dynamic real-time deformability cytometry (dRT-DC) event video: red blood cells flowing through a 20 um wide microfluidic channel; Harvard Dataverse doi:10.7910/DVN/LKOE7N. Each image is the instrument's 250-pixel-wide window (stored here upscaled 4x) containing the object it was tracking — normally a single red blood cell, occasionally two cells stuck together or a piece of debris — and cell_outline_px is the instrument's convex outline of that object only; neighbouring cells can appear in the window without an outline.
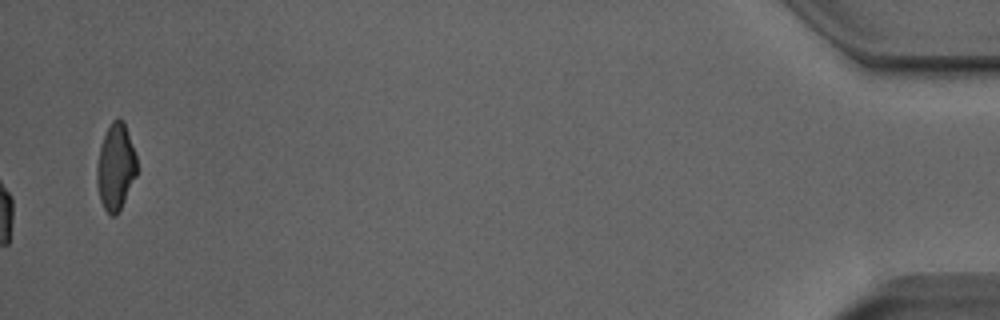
{"species": "Egyptian fruit bat (a non-hibernating species)", "species_latin": "Rousettus aegyptiacus", "temperature_condition": "room temperature", "stored_images_in_passage": 51, "camera_frame_rate_fps": 3000, "um_per_image_px": 0.085, "animal": {"sex": "male"}, "frame": {"image": 1, "passage_image": 51, "time_ms": 16.667, "image_size_px": [1000, 320], "cell_outline_px": [[136, 176], [116, 216], [112, 216], [104, 208], [100, 200], [96, 184], [96, 168], [100, 148], [104, 136], [112, 120], [120, 116], [124, 120], [136, 156]], "centroid_in_image_um": [9.82, 14.16], "position_along_channel_um": 425.4, "area_um2": 20.0}, "authors_computed_cell_mechanics": {"area_um2": 20.3456, "velocity_mm_per_s": 3.9796, "shape_relaxation_time_tau1_ms": 5.3327, "shape_relaxation_time_tau2_ms": 1.3752, "deformation_change_tau1": 0.1778, "deformation_change_tau2": 0.0578}}